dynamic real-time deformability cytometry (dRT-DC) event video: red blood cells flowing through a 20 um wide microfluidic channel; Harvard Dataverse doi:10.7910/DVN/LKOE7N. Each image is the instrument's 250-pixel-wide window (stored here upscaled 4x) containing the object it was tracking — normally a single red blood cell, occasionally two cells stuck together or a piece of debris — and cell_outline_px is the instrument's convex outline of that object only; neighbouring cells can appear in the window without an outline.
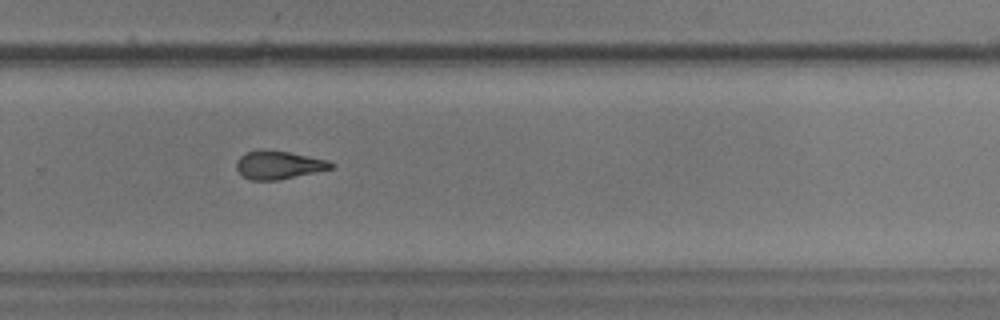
{"species": "common noctule bat (a hibernating species)", "species_latin": "Nyctalus noctula", "temperature_condition": "warm", "stored_images_in_passage": 42, "camera_frame_rate_fps": 3000, "um_per_image_px": 0.085, "animal": {"sex": "male", "body_mass_g": 17.9}, "frame": {"image": 1, "passage_image": 24, "time_ms": 7.667, "image_size_px": [1000, 320], "cell_outline_px": [[336, 164], [332, 168], [276, 180], [252, 180], [244, 176], [236, 168], [236, 160], [244, 152], [260, 148], [264, 148], [288, 152], [328, 160]], "centroid_in_image_um": [23.63, 13.99], "position_along_channel_um": 306.2, "area_um2": 15.55}, "authors_computed_cell_mechanics": {"area_um2": 16.0973, "velocity_mm_per_s": 3.637, "shape_relaxation_time_tau1_ms": 6.0844, "shape_relaxation_time_tau2_ms": 4.2135, "deformation_change_tau1": 0.1559, "deformation_change_tau2": 0.1384}}